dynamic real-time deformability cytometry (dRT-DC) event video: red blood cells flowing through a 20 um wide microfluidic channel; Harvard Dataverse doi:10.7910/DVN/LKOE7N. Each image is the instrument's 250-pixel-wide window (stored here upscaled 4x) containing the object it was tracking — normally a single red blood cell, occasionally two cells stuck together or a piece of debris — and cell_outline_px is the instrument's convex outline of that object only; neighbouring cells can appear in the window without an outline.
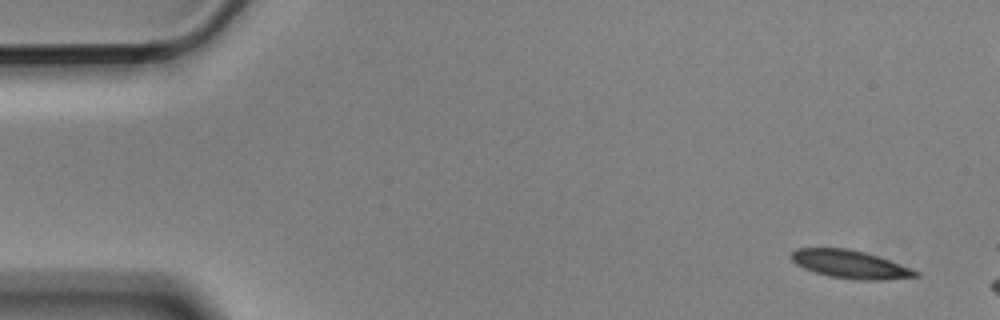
{"species": "Egyptian fruit bat (a non-hibernating species)", "species_latin": "Rousettus aegyptiacus", "temperature_condition": "cold", "stored_images_in_passage": 3, "camera_frame_rate_fps": 3000, "um_per_image_px": 0.085, "animal": {"sex": "male"}, "frame": {"image": 1, "passage_image": 1, "time_ms": 0.0, "image_size_px": [1000, 320], "cell_outline_px": [[920, 276], [884, 280], [856, 280], [828, 276], [804, 268], [796, 264], [788, 256], [796, 248], [848, 248], [864, 252], [888, 260], [920, 272]], "centroid_in_image_um": [72.23, 22.47], "position_along_channel_um": 12.8, "area_um2": 20.23}}